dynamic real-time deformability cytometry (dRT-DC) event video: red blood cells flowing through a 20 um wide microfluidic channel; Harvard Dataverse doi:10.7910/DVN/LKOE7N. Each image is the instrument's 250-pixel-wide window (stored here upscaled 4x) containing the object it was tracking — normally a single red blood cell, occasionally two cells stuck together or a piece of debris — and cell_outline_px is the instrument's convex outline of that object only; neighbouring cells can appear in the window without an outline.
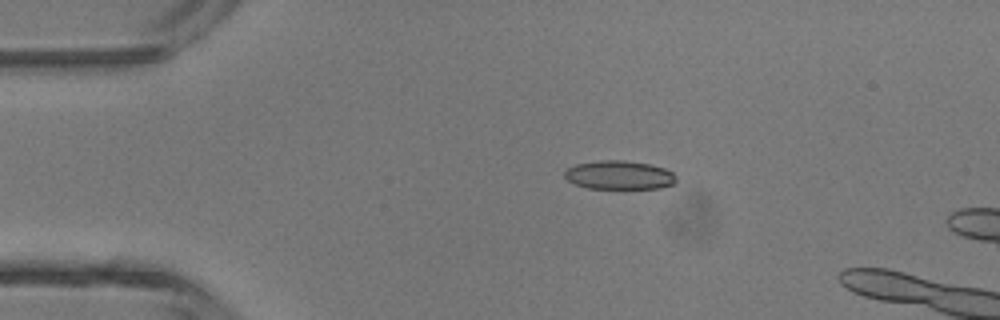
{"species": "common noctule bat (a hibernating species)", "species_latin": "Nyctalus noctula", "temperature_condition": "room temperature", "stored_images_in_passage": 4, "camera_frame_rate_fps": 3000, "um_per_image_px": 0.085, "animal": {"sex": "male", "body_mass_g": 13.3}, "frame": {"image": 1, "passage_image": 3, "time_ms": 0.667, "image_size_px": [1000, 320], "cell_outline_px": [[676, 180], [672, 184], [660, 188], [588, 188], [576, 184], [568, 180], [564, 176], [564, 172], [568, 168], [576, 164], [600, 160], [624, 160], [648, 164], [664, 168], [672, 172], [676, 176]], "centroid_in_image_um": [52.63, 14.87], "position_along_channel_um": 32.4, "area_um2": 18.5}}